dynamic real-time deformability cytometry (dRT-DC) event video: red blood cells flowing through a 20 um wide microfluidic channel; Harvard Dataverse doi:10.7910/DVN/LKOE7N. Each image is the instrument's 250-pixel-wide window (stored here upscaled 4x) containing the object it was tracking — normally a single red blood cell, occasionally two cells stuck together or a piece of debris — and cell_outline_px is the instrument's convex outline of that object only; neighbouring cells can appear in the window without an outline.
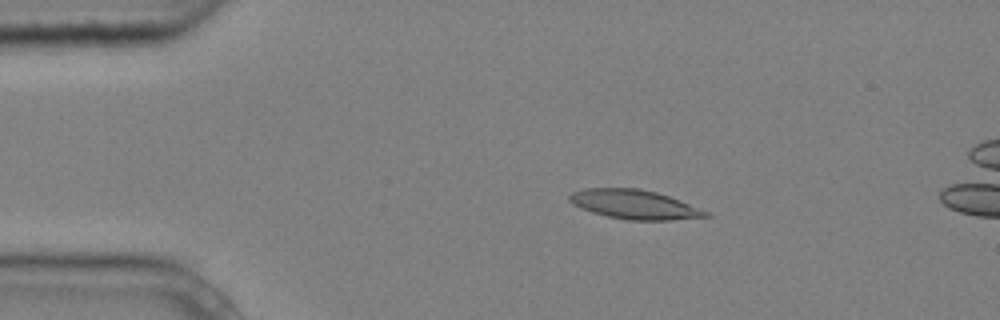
{"species": "common noctule bat (a hibernating species)", "species_latin": "Nyctalus noctula", "temperature_condition": "cold", "stored_images_in_passage": 14, "camera_frame_rate_fps": 3000, "um_per_image_px": 0.085, "animal": {"sex": "male", "body_mass_g": 20.4}, "frame": {"image": 1, "passage_image": 3, "time_ms": 0.667, "image_size_px": [1000, 320], "cell_outline_px": [[712, 216], [672, 220], [628, 220], [608, 216], [592, 212], [580, 208], [572, 204], [568, 200], [568, 196], [572, 192], [584, 188], [640, 188], [656, 192], [668, 196], [712, 212]], "centroid_in_image_um": [53.94, 17.38], "position_along_channel_um": 31.1, "area_um2": 23.35}}
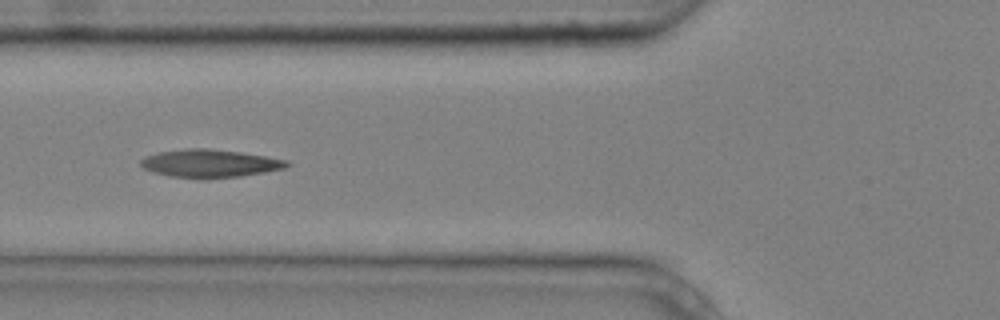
{"frame": {"image": 2, "passage_image": 5, "time_ms": 1.333, "image_size_px": [1000, 320], "cell_outline_px": [[292, 164], [284, 168], [264, 172], [240, 176], [172, 176], [152, 172], [144, 168], [140, 164], [140, 160], [148, 156], [160, 152], [188, 148], [208, 148], [240, 152], [288, 160]], "centroid_in_image_um": [17.87, 13.85], "position_along_channel_um": 107.9, "area_um2": 22.89}}